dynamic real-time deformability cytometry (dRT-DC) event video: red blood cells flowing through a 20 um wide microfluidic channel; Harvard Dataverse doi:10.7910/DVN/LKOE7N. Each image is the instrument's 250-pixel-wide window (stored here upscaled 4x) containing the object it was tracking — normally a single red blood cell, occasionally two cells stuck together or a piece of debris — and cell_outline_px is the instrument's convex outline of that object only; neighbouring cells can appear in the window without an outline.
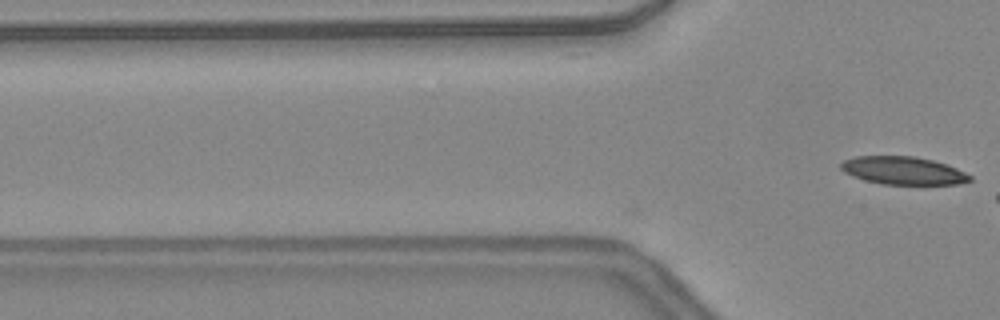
{"species": "common noctule bat (a hibernating species)", "species_latin": "Nyctalus noctula", "temperature_condition": "warm", "stored_images_in_passage": 11, "camera_frame_rate_fps": 3000, "um_per_image_px": 0.085, "animal": {"sex": "female", "body_mass_g": 24.6, "forearm_length_mm": 56.2}, "frame": {"image": 1, "passage_image": 11, "time_ms": 3.333, "image_size_px": [1000, 320], "cell_outline_px": [[972, 180], [960, 184], [880, 184], [864, 180], [852, 176], [844, 172], [840, 168], [840, 164], [844, 160], [856, 156], [916, 156], [932, 160], [956, 168], [972, 176]], "centroid_in_image_um": [76.75, 14.5], "position_along_channel_um": 49.1, "area_um2": 20.98}}